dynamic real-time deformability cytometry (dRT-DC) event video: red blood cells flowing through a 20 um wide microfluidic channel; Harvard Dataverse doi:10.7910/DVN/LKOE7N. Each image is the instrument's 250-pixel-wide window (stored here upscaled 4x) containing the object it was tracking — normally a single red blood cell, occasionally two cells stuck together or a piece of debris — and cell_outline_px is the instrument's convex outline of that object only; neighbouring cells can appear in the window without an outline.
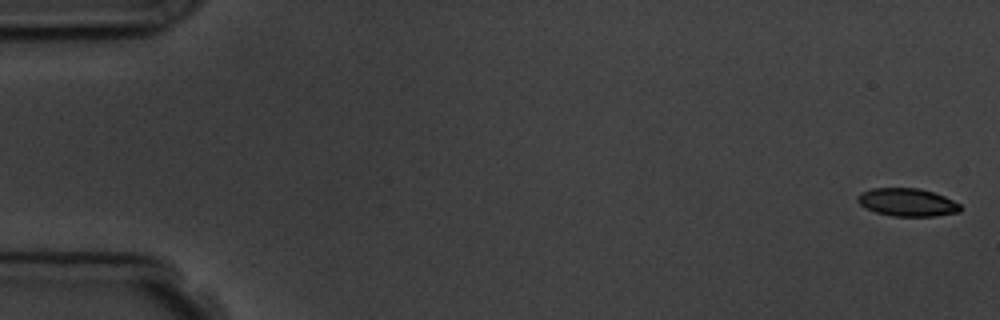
{"species": "common noctule bat (a hibernating species)", "species_latin": "Nyctalus noctula", "temperature_condition": "room temperature", "stored_images_in_passage": 6, "camera_frame_rate_fps": 3000, "um_per_image_px": 0.085, "animal": {"sex": "male", "body_mass_g": 19.5, "forearm_length_mm": 54.6}, "frame": {"image": 1, "passage_image": 1, "time_ms": 0.0, "image_size_px": [1000, 320], "cell_outline_px": [[964, 208], [960, 212], [936, 216], [892, 216], [876, 212], [860, 204], [856, 200], [856, 196], [860, 192], [872, 188], [920, 188], [944, 196], [960, 204]], "centroid_in_image_um": [77.13, 17.19], "position_along_channel_um": 7.9, "area_um2": 16.82}}
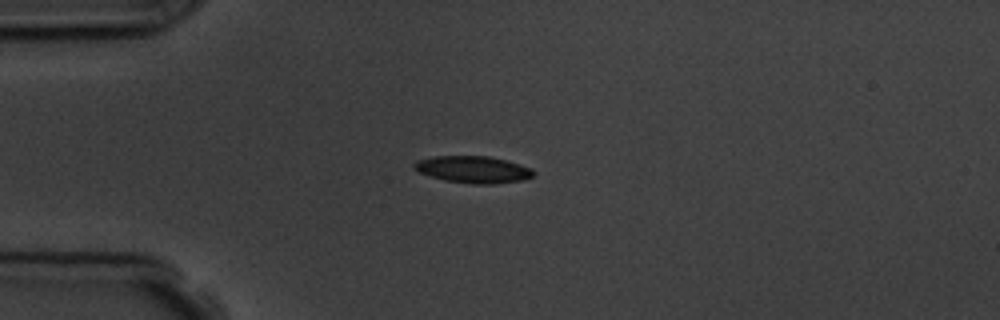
{"frame": {"image": 2, "passage_image": 4, "time_ms": 4.333, "image_size_px": [1000, 320], "cell_outline_px": [[536, 172], [532, 176], [520, 180], [492, 184], [472, 184], [444, 180], [420, 172], [412, 168], [412, 164], [416, 160], [436, 156], [488, 156], [508, 160], [532, 168]], "centroid_in_image_um": [40.21, 14.4], "position_along_channel_um": 44.8, "area_um2": 18.73}}